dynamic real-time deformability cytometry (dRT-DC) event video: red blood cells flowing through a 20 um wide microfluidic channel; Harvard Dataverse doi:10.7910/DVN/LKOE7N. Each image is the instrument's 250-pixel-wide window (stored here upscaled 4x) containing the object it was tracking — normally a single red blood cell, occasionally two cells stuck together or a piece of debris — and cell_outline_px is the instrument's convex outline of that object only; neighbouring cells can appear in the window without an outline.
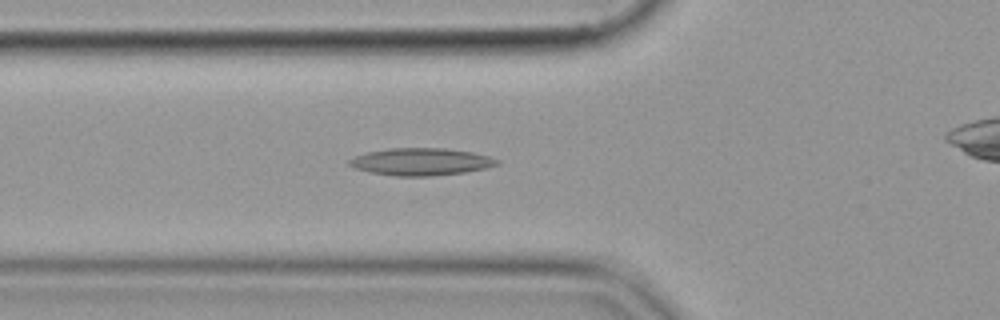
{"species": "common noctule bat (a hibernating species)", "species_latin": "Nyctalus noctula", "temperature_condition": "cold", "stored_images_in_passage": 45, "camera_frame_rate_fps": 3000, "um_per_image_px": 0.085, "animal": {"sex": "female", "body_mass_g": 19.9}, "frame": {"image": 1, "passage_image": 18, "time_ms": 5.667, "image_size_px": [1000, 320], "cell_outline_px": [[500, 164], [484, 168], [464, 172], [428, 176], [396, 176], [372, 172], [356, 168], [348, 164], [348, 160], [356, 156], [368, 152], [388, 148], [444, 148], [472, 152], [488, 156], [500, 160]], "centroid_in_image_um": [35.8, 13.74], "position_along_channel_um": 90.0, "area_um2": 23.24}}
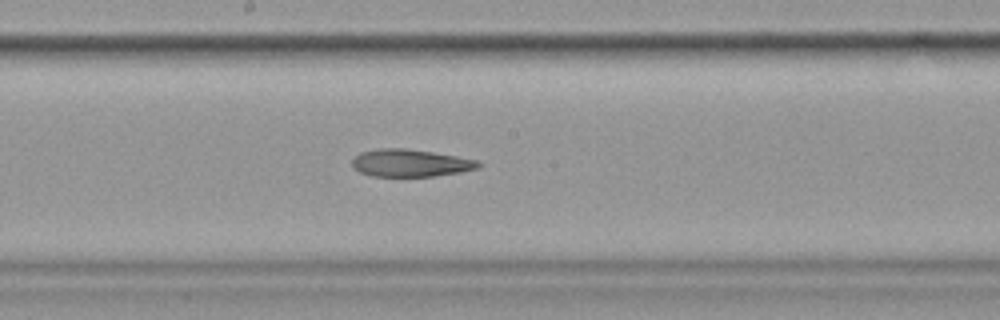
{"frame": {"image": 2, "passage_image": 28, "time_ms": 9.0, "image_size_px": [1000, 320], "cell_outline_px": [[484, 164], [480, 168], [460, 172], [432, 176], [372, 176], [360, 172], [352, 168], [352, 160], [360, 152], [376, 148], [408, 148], [456, 156], [476, 160]], "centroid_in_image_um": [34.87, 13.85], "position_along_channel_um": 213.3, "area_um2": 20.29}}
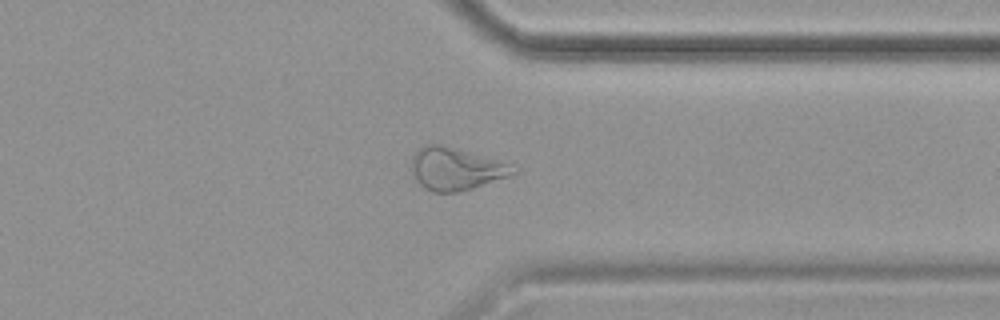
{"frame": {"image": 3, "passage_image": 41, "time_ms": 13.333, "image_size_px": [1000, 320], "cell_outline_px": [[520, 172], [472, 188], [456, 192], [432, 192], [424, 188], [416, 180], [412, 172], [412, 156], [420, 148], [428, 144], [440, 144], [496, 160], [508, 164]], "centroid_in_image_um": [38.7, 14.37], "position_along_channel_um": 372.7, "area_um2": 24.57}}